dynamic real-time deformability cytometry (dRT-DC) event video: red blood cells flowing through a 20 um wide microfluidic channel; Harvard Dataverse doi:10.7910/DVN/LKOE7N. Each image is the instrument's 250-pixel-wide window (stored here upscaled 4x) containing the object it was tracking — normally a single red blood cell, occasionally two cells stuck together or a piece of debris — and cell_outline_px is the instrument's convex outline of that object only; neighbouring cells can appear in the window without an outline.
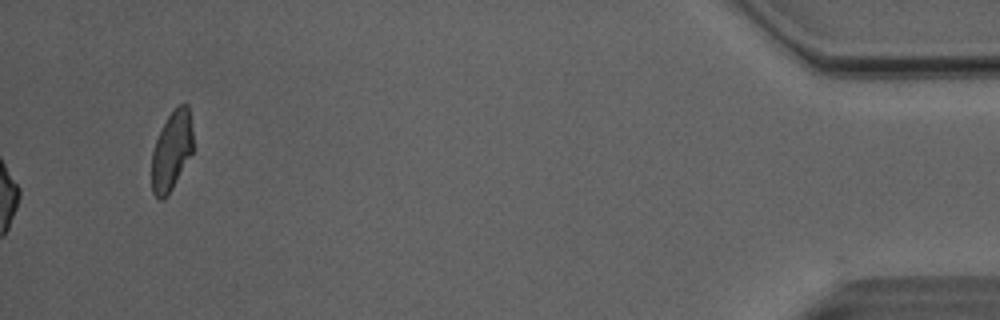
{"species": "Egyptian fruit bat (a non-hibernating species)", "species_latin": "Rousettus aegyptiacus", "temperature_condition": "room temperature", "stored_images_in_passage": 52, "camera_frame_rate_fps": 3000, "um_per_image_px": 0.085, "animal": {"sex": "male"}, "frame": {"image": 1, "passage_image": 52, "time_ms": 17.0, "image_size_px": [1000, 320], "cell_outline_px": [[192, 152], [168, 196], [164, 200], [160, 200], [152, 192], [152, 152], [156, 140], [168, 116], [180, 104], [188, 104], [192, 128]], "centroid_in_image_um": [14.58, 12.85], "position_along_channel_um": 420.6, "area_um2": 18.79}, "authors_computed_cell_mechanics": {"area_um2": 20.0566, "velocity_mm_per_s": 4.092, "shape_relaxation_time_tau1_ms": null, "shape_relaxation_time_tau2_ms": 3.0911, "deformation_change_tau1": null, "deformation_change_tau2": 0.094}}